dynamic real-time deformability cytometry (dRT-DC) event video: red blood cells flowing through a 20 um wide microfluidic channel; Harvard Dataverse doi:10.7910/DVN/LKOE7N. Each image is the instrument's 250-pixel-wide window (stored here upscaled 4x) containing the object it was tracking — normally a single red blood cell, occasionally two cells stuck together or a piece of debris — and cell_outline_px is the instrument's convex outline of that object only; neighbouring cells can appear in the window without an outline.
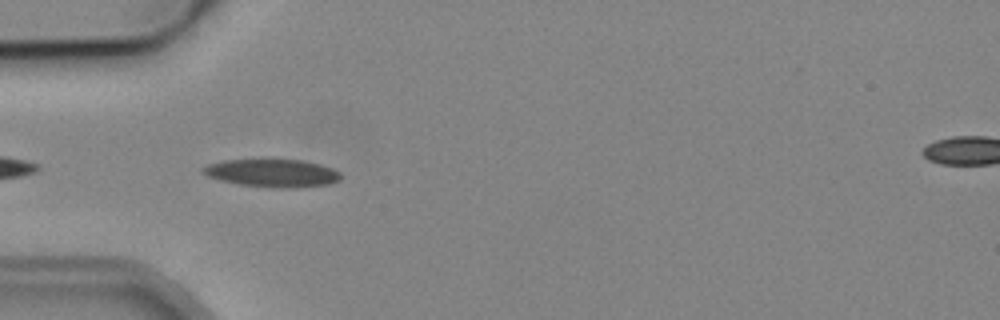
{"species": "common noctule bat (a hibernating species)", "species_latin": "Nyctalus noctula", "temperature_condition": "cold", "stored_images_in_passage": 4, "camera_frame_rate_fps": 3000, "um_per_image_px": 0.085, "animal": {"sex": "male", "body_mass_g": 19.2, "forearm_length_mm": 51.8}, "frame": {"image": 1, "passage_image": 1, "time_ms": 0.0, "image_size_px": [1000, 320], "cell_outline_px": [[340, 180], [328, 184], [296, 188], [272, 188], [240, 184], [220, 180], [208, 176], [200, 172], [200, 168], [208, 164], [224, 160], [264, 156], [300, 160], [320, 164], [332, 168], [340, 172]], "centroid_in_image_um": [23.09, 14.66], "position_along_channel_um": 61.9, "area_um2": 23.47}}
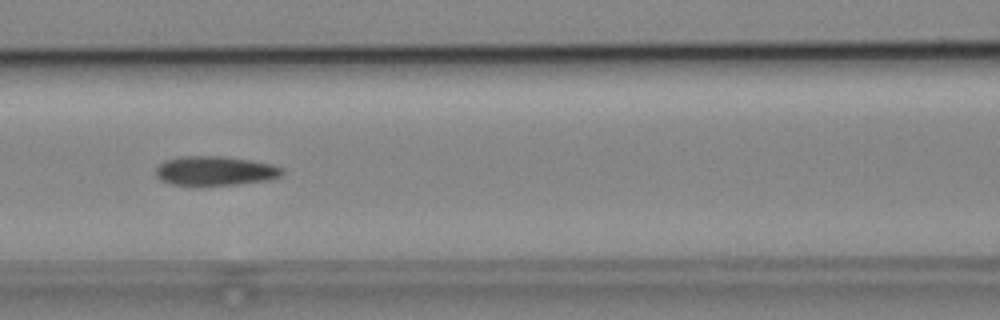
{"frame": {"image": 2, "passage_image": 3, "time_ms": 2.333, "image_size_px": [1000, 320], "cell_outline_px": [[284, 172], [280, 176], [272, 180], [236, 184], [172, 184], [160, 180], [156, 176], [156, 168], [164, 160], [180, 156], [224, 156], [252, 160], [272, 164], [284, 168]], "centroid_in_image_um": [18.32, 14.5], "position_along_channel_um": 148.3, "area_um2": 21.56}}
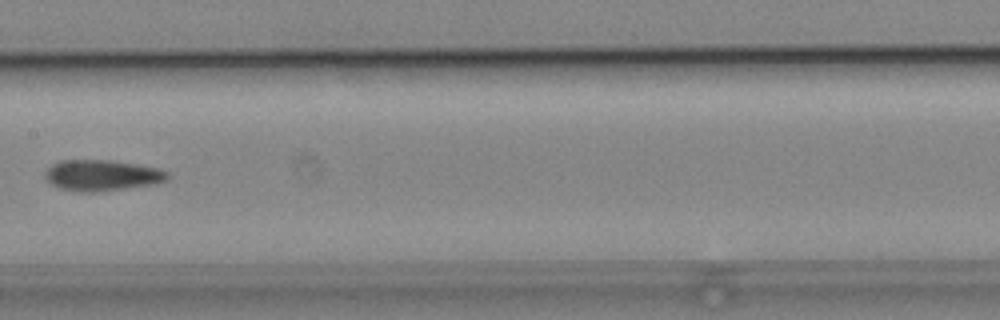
{"frame": {"image": 3, "passage_image": 4, "time_ms": 3.667, "image_size_px": [1000, 320], "cell_outline_px": [[168, 176], [164, 180], [156, 184], [96, 192], [80, 192], [60, 188], [52, 184], [44, 176], [44, 172], [52, 164], [60, 160], [108, 160], [136, 164], [156, 168], [168, 172]], "centroid_in_image_um": [8.63, 14.9], "position_along_channel_um": 198.8, "area_um2": 21.91}}